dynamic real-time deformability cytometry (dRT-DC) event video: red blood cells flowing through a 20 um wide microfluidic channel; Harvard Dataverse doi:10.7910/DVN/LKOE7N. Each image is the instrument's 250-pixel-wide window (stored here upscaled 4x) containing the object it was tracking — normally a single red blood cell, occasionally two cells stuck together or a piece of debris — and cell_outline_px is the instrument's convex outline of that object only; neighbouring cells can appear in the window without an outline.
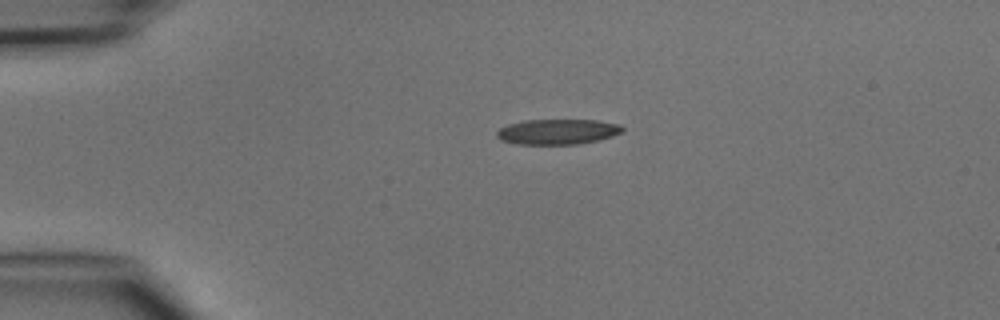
{"species": "common noctule bat (a hibernating species)", "species_latin": "Nyctalus noctula", "temperature_condition": "cold", "stored_images_in_passage": 2, "camera_frame_rate_fps": 3000, "um_per_image_px": 0.085, "animal": {"sex": "male", "body_mass_g": 15.6}, "frame": {"image": 1, "passage_image": 1, "time_ms": 0.0, "image_size_px": [1000, 320], "cell_outline_px": [[624, 128], [620, 132], [612, 136], [580, 144], [516, 144], [500, 140], [496, 136], [496, 132], [500, 128], [508, 124], [524, 120], [596, 120], [620, 124]], "centroid_in_image_um": [47.36, 11.19], "position_along_channel_um": 37.6, "area_um2": 18.5}}